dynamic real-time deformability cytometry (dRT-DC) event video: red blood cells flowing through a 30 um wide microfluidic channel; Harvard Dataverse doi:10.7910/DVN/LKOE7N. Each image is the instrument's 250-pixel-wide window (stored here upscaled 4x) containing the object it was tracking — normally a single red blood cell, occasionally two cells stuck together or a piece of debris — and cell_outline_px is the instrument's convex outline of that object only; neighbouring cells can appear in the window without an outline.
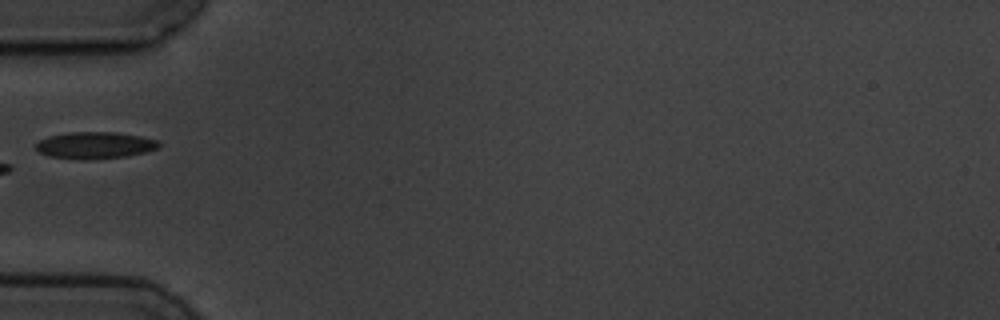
{"species": "common noctule bat (a hibernating species)", "species_latin": "Nyctalus noctula", "temperature_condition": "cold", "stored_images_in_passage": 4, "camera_frame_rate_fps": 3000, "um_per_image_px": 0.085, "animal": {"sex": "male", "body_mass_g": 19.5, "forearm_length_mm": 54.6}, "frame": {"image": 1, "passage_image": 2, "time_ms": 1.0, "image_size_px": [1000, 320], "cell_outline_px": [[160, 148], [128, 156], [84, 160], [48, 156], [40, 152], [36, 148], [36, 144], [40, 140], [48, 136], [68, 132], [116, 132], [140, 136], [160, 140]], "centroid_in_image_um": [8.1, 12.34], "position_along_channel_um": 76.9, "area_um2": 19.31}}
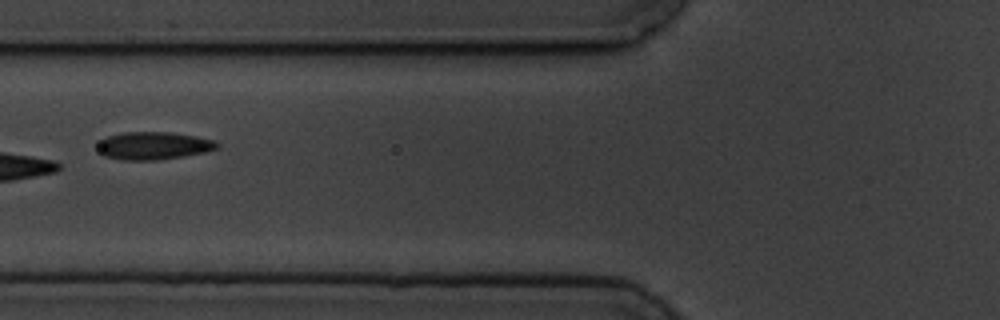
{"frame": {"image": 2, "passage_image": 3, "time_ms": 2.0, "image_size_px": [1000, 320], "cell_outline_px": [[220, 144], [216, 148], [204, 152], [184, 156], [160, 160], [120, 160], [104, 156], [100, 152], [100, 140], [108, 136], [124, 132], [172, 132], [196, 136], [212, 140]], "centroid_in_image_um": [13.05, 12.39], "position_along_channel_um": 112.8, "area_um2": 19.19}}
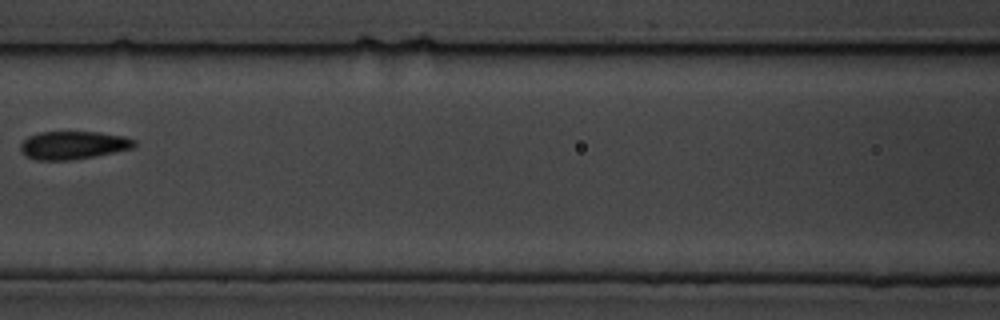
{"frame": {"image": 3, "passage_image": 4, "time_ms": 3.333, "image_size_px": [1000, 320], "cell_outline_px": [[136, 144], [132, 148], [96, 156], [72, 160], [36, 160], [24, 156], [20, 152], [20, 144], [28, 136], [40, 132], [100, 132], [124, 136], [136, 140]], "centroid_in_image_um": [6.19, 12.34], "position_along_channel_um": 160.4, "area_um2": 18.79}}